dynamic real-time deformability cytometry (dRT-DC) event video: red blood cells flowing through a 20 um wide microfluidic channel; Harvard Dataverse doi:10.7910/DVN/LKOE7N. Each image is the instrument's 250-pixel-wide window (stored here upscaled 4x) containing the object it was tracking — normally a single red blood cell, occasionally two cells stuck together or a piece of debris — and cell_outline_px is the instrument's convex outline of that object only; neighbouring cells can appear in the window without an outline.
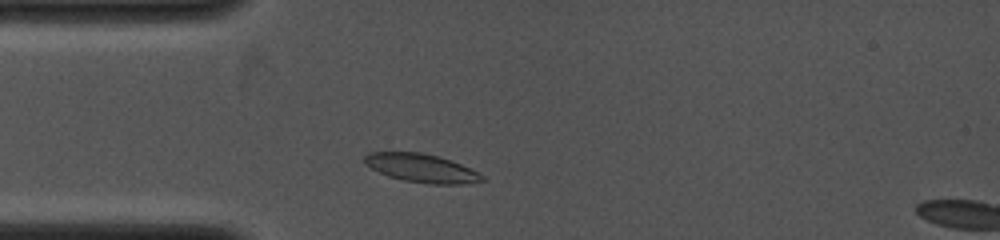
{"species": "common noctule bat (a hibernating species)", "species_latin": "Nyctalus noctula", "temperature_condition": "cold", "stored_images_in_passage": 8, "camera_frame_rate_fps": 4000, "um_per_image_px": 0.085, "animal": {"sex": "female", "body_mass_g": 19.0, "forearm_length_mm": 53.3}, "frame": {"image": 1, "passage_image": 6, "time_ms": 1.0, "image_size_px": [1000, 240], "cell_outline_px": [[484, 180], [460, 184], [428, 184], [404, 180], [388, 176], [364, 164], [364, 156], [368, 152], [420, 152], [452, 160], [484, 176]], "centroid_in_image_um": [35.78, 14.28], "position_along_channel_um": 49.2, "area_um2": 19.25}}